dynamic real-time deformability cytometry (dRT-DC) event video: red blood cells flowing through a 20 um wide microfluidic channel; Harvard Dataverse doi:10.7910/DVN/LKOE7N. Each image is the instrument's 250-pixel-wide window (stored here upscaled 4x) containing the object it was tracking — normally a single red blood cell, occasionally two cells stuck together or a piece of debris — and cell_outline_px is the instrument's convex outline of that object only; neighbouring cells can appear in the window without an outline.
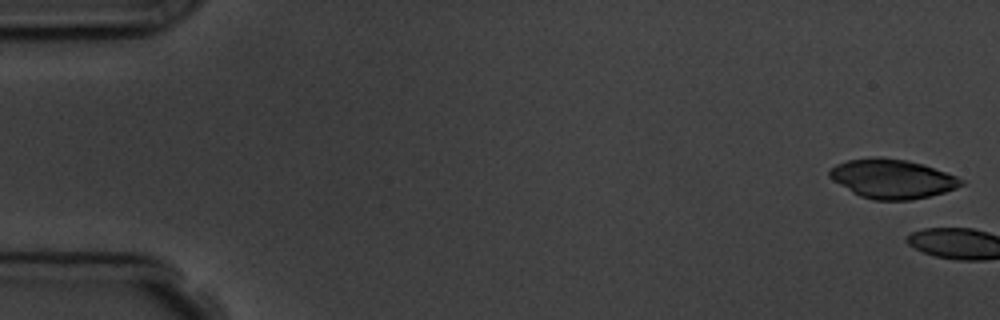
{"species": "common noctule bat (a hibernating species)", "species_latin": "Nyctalus noctula", "temperature_condition": "room temperature", "stored_images_in_passage": 2, "camera_frame_rate_fps": 3000, "um_per_image_px": 0.085, "animal": {"sex": "male", "body_mass_g": 19.5, "forearm_length_mm": 54.6}, "frame": {"image": 1, "passage_image": 1, "time_ms": 0.0, "image_size_px": [1000, 320], "cell_outline_px": [[964, 184], [956, 188], [944, 192], [928, 196], [908, 200], [872, 200], [860, 196], [852, 192], [832, 180], [828, 176], [828, 172], [836, 164], [848, 160], [872, 156], [880, 156], [908, 160], [924, 164], [956, 176], [964, 180]], "centroid_in_image_um": [75.82, 15.18], "position_along_channel_um": 9.2, "area_um2": 30.23}}